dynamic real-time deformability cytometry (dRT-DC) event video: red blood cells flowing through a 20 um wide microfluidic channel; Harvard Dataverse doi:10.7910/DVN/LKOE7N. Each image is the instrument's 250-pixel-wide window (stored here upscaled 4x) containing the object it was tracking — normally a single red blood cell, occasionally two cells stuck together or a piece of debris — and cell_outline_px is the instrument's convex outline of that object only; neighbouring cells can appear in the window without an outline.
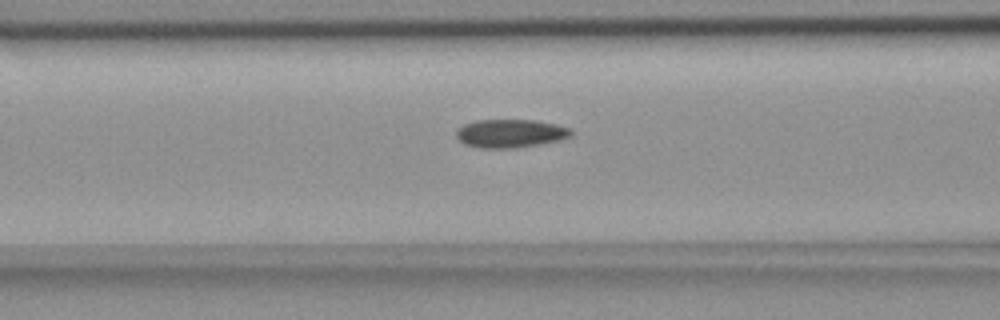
{"species": "common noctule bat (a hibernating species)", "species_latin": "Nyctalus noctula", "temperature_condition": "room temperature", "stored_images_in_passage": 38, "camera_frame_rate_fps": 3000, "um_per_image_px": 0.085, "animal": {"sex": "female", "body_mass_g": 18.4}, "frame": {"image": 1, "passage_image": 15, "time_ms": 4.667, "image_size_px": [1000, 320], "cell_outline_px": [[572, 136], [560, 140], [516, 148], [480, 148], [464, 144], [456, 136], [456, 128], [464, 124], [476, 120], [536, 120], [556, 124], [572, 128]], "centroid_in_image_um": [43.39, 11.34], "position_along_channel_um": 123.2, "area_um2": 19.13}}
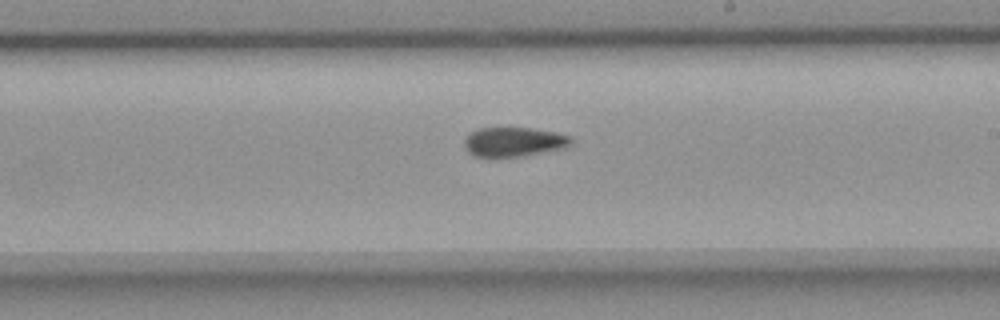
{"frame": {"image": 2, "passage_image": 25, "time_ms": 8.0, "image_size_px": [1000, 320], "cell_outline_px": [[572, 144], [564, 148], [520, 156], [476, 156], [468, 152], [464, 144], [464, 140], [472, 132], [480, 128], [532, 128], [556, 132], [572, 136]], "centroid_in_image_um": [43.72, 12.04], "position_along_channel_um": 245.3, "area_um2": 18.03}}
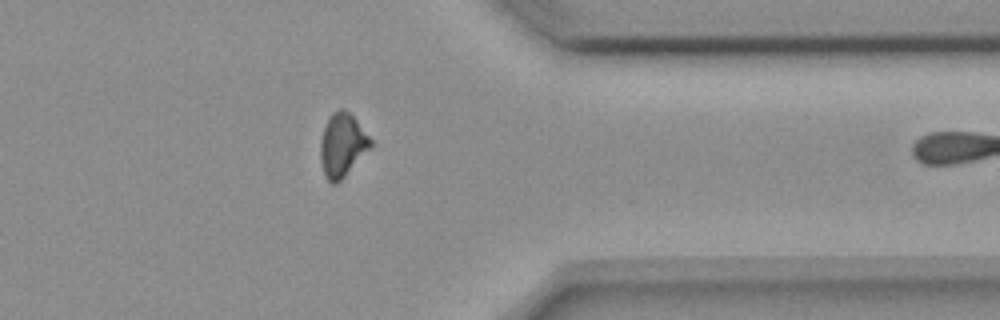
{"frame": {"image": 3, "passage_image": 37, "time_ms": 12.0, "image_size_px": [1000, 320], "cell_outline_px": [[372, 148], [336, 184], [332, 184], [324, 176], [320, 160], [320, 140], [324, 128], [332, 112], [340, 108], [344, 108], [356, 120], [372, 140]], "centroid_in_image_um": [29.09, 12.34], "position_along_channel_um": 382.3, "area_um2": 18.55}}